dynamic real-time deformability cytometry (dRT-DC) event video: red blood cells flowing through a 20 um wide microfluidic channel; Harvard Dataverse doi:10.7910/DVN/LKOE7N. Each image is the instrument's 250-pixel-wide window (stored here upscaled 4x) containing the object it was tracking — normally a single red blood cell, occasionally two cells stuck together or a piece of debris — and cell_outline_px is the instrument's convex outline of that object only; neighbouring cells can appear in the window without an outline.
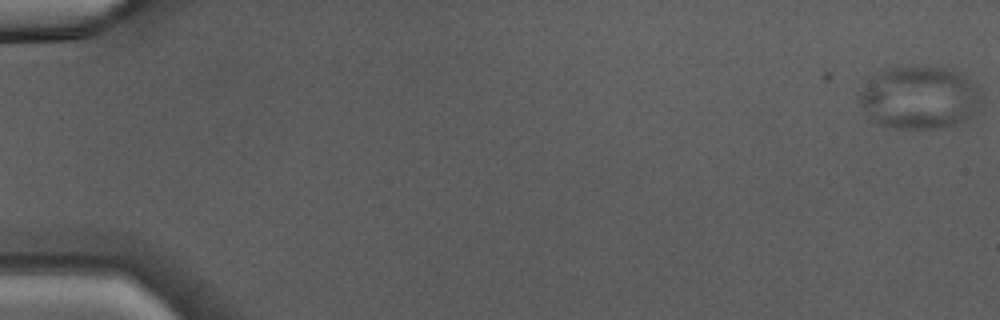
{"species": "Egyptian fruit bat (a non-hibernating species)", "species_latin": "Rousettus aegyptiacus", "temperature_condition": "warm", "stored_images_in_passage": 5, "camera_frame_rate_fps": 3000, "um_per_image_px": 0.085, "animal": {"sex": "male"}, "frame": {"image": 1, "passage_image": 1, "time_ms": 0.0, "image_size_px": [1000, 320], "cell_outline_px": [[980, 104], [976, 112], [972, 116], [960, 124], [932, 128], [892, 128], [880, 124], [872, 120], [868, 116], [860, 104], [856, 96], [884, 68], [928, 64], [960, 72], [976, 84], [980, 88]], "centroid_in_image_um": [78.19, 8.28], "position_along_channel_um": 6.8, "area_um2": 45.14}}